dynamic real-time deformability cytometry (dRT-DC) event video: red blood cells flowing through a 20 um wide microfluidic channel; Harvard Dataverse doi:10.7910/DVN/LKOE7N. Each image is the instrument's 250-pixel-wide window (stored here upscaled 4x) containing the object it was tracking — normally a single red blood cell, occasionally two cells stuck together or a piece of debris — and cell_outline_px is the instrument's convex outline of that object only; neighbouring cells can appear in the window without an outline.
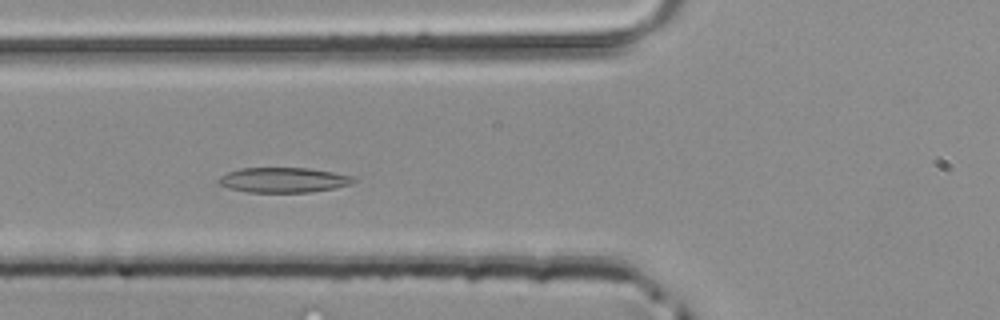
{"species": "common noctule bat (a hibernating species)", "species_latin": "Nyctalus noctula", "temperature_condition": "room temperature", "stored_images_in_passage": 43, "camera_frame_rate_fps": 3000, "um_per_image_px": 0.085, "animal": {"sex": "male", "body_mass_g": 20.4}, "frame": {"image": 1, "passage_image": 13, "time_ms": 4.0, "image_size_px": [1000, 320], "cell_outline_px": [[356, 180], [348, 184], [332, 188], [308, 192], [248, 192], [228, 188], [220, 184], [216, 180], [220, 176], [228, 172], [240, 168], [308, 168], [332, 172], [352, 176]], "centroid_in_image_um": [24.03, 15.29], "position_along_channel_um": 101.8, "area_um2": 19.42}}
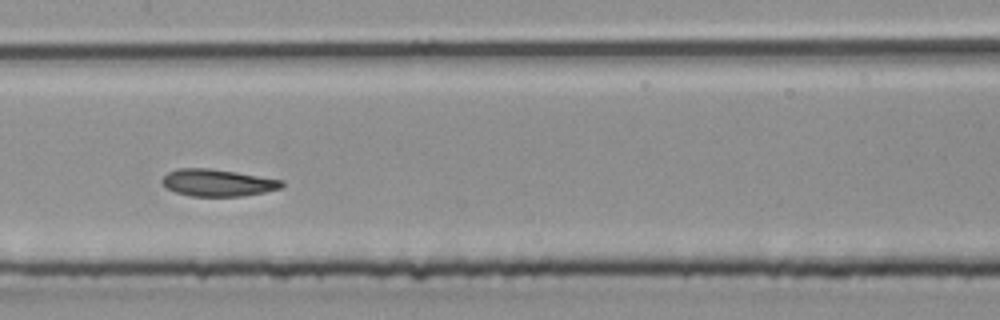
{"frame": {"image": 2, "passage_image": 19, "time_ms": 6.0, "image_size_px": [1000, 320], "cell_outline_px": [[284, 184], [280, 188], [264, 192], [244, 196], [192, 196], [176, 192], [164, 188], [160, 180], [168, 172], [176, 168], [208, 168], [236, 172], [284, 180]], "centroid_in_image_um": [18.46, 15.53], "position_along_channel_um": 188.9, "area_um2": 18.96}}
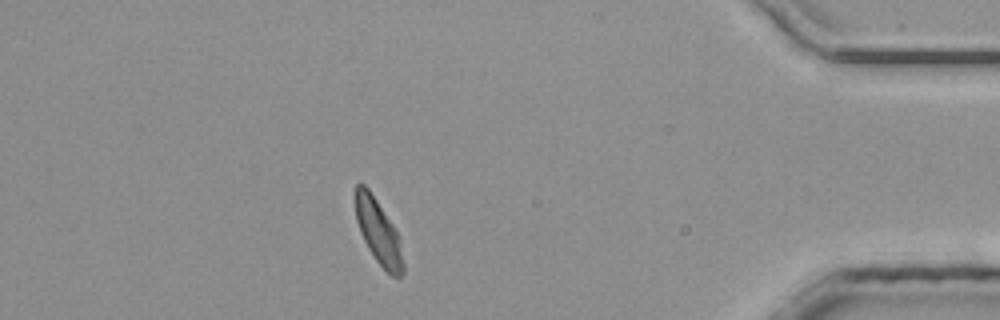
{"frame": {"image": 3, "passage_image": 37, "time_ms": 12.0, "image_size_px": [1000, 320], "cell_outline_px": [[404, 272], [400, 276], [392, 276], [376, 260], [368, 248], [360, 232], [356, 220], [352, 196], [356, 184], [364, 184], [368, 188], [392, 224], [400, 240], [404, 264]], "centroid_in_image_um": [32.11, 19.65], "position_along_channel_um": 403.1, "area_um2": 18.03}}